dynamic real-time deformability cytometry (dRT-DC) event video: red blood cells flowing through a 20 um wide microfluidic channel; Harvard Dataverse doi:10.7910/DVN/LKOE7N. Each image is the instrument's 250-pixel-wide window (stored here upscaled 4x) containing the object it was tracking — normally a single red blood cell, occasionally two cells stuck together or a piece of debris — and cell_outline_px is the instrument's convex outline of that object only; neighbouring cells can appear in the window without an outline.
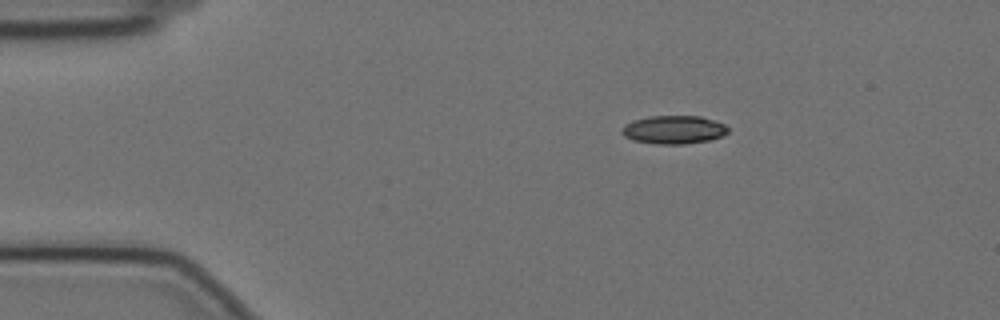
{"species": "Egyptian fruit bat (a non-hibernating species)", "species_latin": "Rousettus aegyptiacus", "temperature_condition": "cold", "stored_images_in_passage": 23, "camera_frame_rate_fps": 3000, "um_per_image_px": 0.085, "animal": {"sex": "female"}, "frame": {"image": 1, "passage_image": 1, "time_ms": 0.0, "image_size_px": [1000, 320], "cell_outline_px": [[728, 132], [724, 136], [708, 140], [684, 144], [656, 144], [632, 140], [624, 136], [620, 132], [624, 124], [632, 120], [648, 116], [700, 116], [724, 124], [728, 128]], "centroid_in_image_um": [57.23, 11.02], "position_along_channel_um": 27.8, "area_um2": 17.63}}
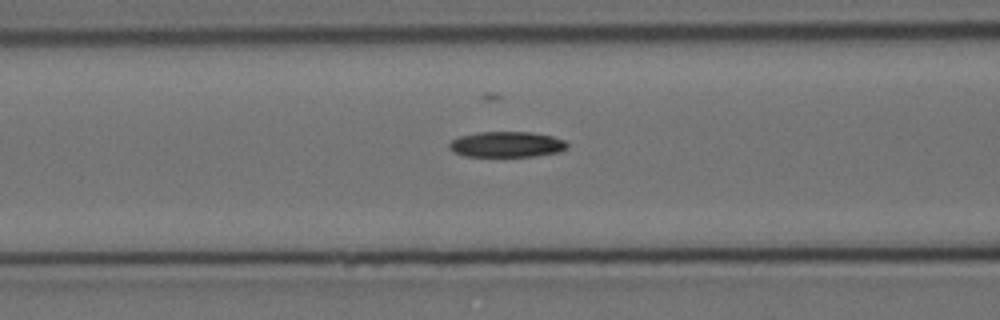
{"frame": {"image": 2, "passage_image": 14, "time_ms": 4.333, "image_size_px": [1000, 320], "cell_outline_px": [[568, 148], [560, 152], [536, 156], [464, 156], [452, 152], [448, 148], [448, 144], [452, 140], [460, 136], [476, 132], [532, 132], [552, 136], [564, 140], [568, 144]], "centroid_in_image_um": [43.06, 12.27], "position_along_channel_um": 123.5, "area_um2": 17.8}}
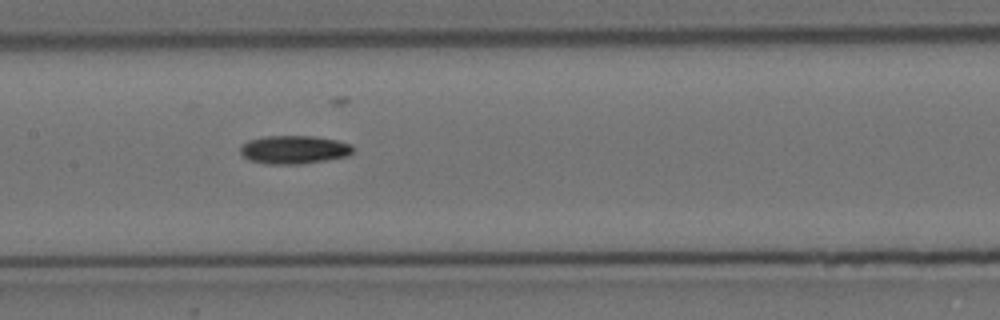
{"frame": {"image": 3, "passage_image": 19, "time_ms": 6.0, "image_size_px": [1000, 320], "cell_outline_px": [[352, 152], [348, 156], [328, 160], [300, 164], [264, 164], [248, 160], [240, 152], [240, 148], [248, 140], [264, 136], [312, 136], [336, 140], [352, 144]], "centroid_in_image_um": [24.98, 12.73], "position_along_channel_um": 182.4, "area_um2": 18.67}}